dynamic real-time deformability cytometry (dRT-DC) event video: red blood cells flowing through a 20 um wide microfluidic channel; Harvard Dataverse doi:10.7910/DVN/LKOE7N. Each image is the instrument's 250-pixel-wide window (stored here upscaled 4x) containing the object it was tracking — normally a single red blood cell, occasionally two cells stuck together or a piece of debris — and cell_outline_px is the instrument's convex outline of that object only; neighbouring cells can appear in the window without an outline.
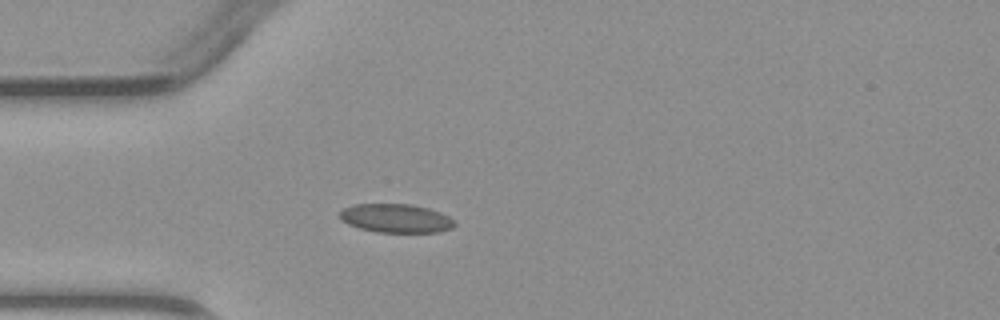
{"species": "common noctule bat (a hibernating species)", "species_latin": "Nyctalus noctula", "temperature_condition": "warm", "stored_images_in_passage": 3, "camera_frame_rate_fps": 3000, "um_per_image_px": 0.085, "animal": {"sex": "male", "body_mass_g": 23.1, "forearm_length_mm": 52.7}, "frame": {"image": 1, "passage_image": 3, "time_ms": 2.333, "image_size_px": [1000, 320], "cell_outline_px": [[456, 224], [452, 228], [436, 232], [376, 232], [360, 228], [348, 224], [340, 220], [340, 212], [344, 208], [356, 204], [412, 204], [428, 208], [440, 212], [448, 216]], "centroid_in_image_um": [33.64, 18.55], "position_along_channel_um": 51.4, "area_um2": 19.13}}